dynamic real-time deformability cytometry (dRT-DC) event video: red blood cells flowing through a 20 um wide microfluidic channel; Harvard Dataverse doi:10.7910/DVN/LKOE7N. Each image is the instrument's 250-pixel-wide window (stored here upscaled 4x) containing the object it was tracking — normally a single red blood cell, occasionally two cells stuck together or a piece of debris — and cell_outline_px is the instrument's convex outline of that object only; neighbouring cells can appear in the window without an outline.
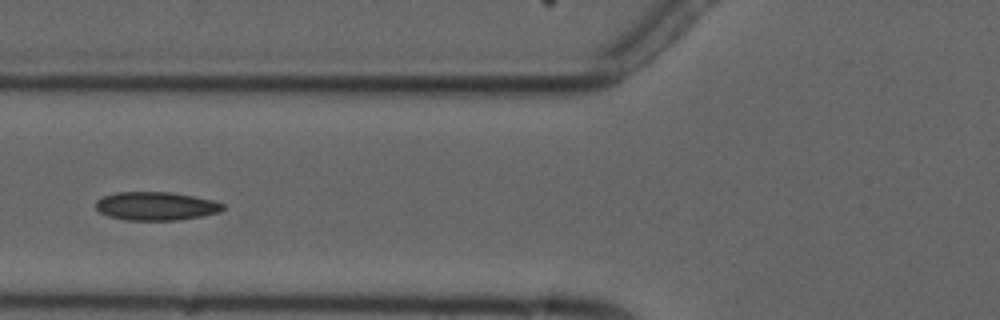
{"species": "common noctule bat (a hibernating species)", "species_latin": "Nyctalus noctula", "temperature_condition": "cold", "stored_images_in_passage": 3, "camera_frame_rate_fps": 3000, "um_per_image_px": 0.085, "animal": {"sex": "male", "forearm_length_mm": 52.5}, "frame": {"image": 1, "passage_image": 3, "time_ms": 2.333, "image_size_px": [1000, 320], "cell_outline_px": [[224, 208], [220, 212], [200, 216], [176, 220], [124, 220], [108, 216], [100, 212], [96, 208], [96, 200], [104, 196], [116, 192], [168, 192], [192, 196], [212, 200], [224, 204]], "centroid_in_image_um": [13.23, 17.52], "position_along_channel_um": 112.6, "area_um2": 20.92}}